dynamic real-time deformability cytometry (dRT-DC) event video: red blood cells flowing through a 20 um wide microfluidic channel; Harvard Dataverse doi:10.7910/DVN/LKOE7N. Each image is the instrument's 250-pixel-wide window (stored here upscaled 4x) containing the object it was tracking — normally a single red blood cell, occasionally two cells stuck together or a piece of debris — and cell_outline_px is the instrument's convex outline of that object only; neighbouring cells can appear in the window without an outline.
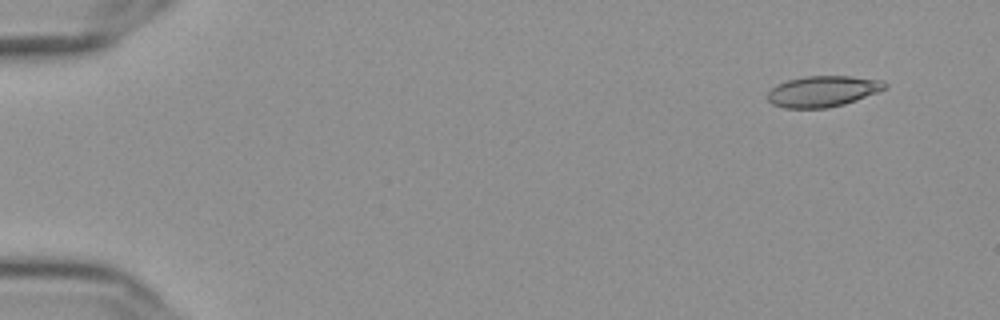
{"species": "Egyptian fruit bat (a non-hibernating species)", "species_latin": "Rousettus aegyptiacus", "temperature_condition": "cold", "stored_images_in_passage": 57, "camera_frame_rate_fps": 3000, "um_per_image_px": 0.085, "frame": {"image": 1, "passage_image": 5, "time_ms": 1.333, "image_size_px": [1000, 320], "cell_outline_px": [[888, 84], [884, 88], [876, 92], [856, 100], [844, 104], [828, 108], [784, 108], [772, 104], [768, 100], [768, 92], [772, 88], [788, 80], [804, 76], [852, 76], [884, 80]], "centroid_in_image_um": [69.94, 7.76], "position_along_channel_um": 15.1, "area_um2": 21.04}}
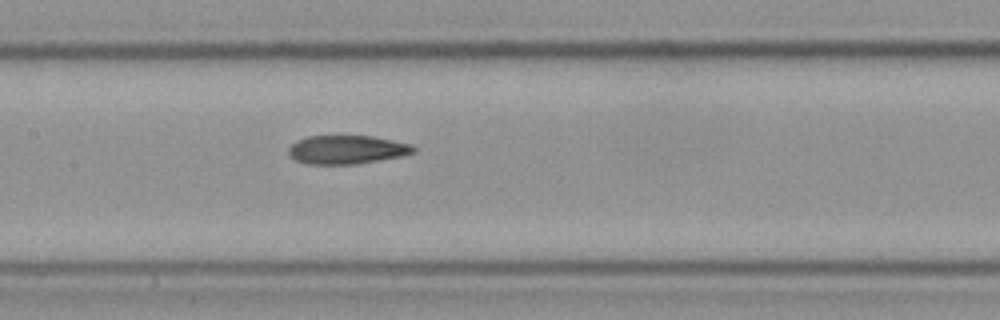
{"frame": {"image": 2, "passage_image": 29, "time_ms": 9.333, "image_size_px": [1000, 320], "cell_outline_px": [[416, 152], [404, 156], [356, 164], [308, 164], [296, 160], [288, 152], [288, 148], [296, 140], [308, 136], [372, 136], [412, 144], [416, 148]], "centroid_in_image_um": [29.52, 12.72], "position_along_channel_um": 177.9, "area_um2": 20.92}}
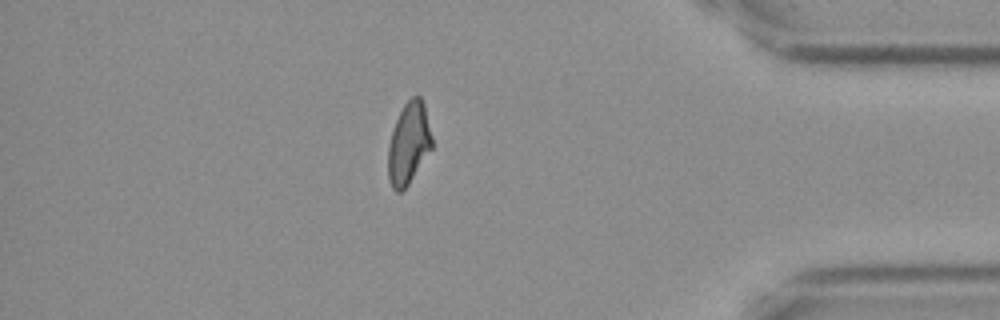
{"frame": {"image": 3, "passage_image": 50, "time_ms": 16.333, "image_size_px": [1000, 320], "cell_outline_px": [[432, 148], [408, 184], [400, 192], [396, 192], [392, 188], [388, 180], [388, 144], [396, 120], [404, 104], [412, 96], [420, 96], [424, 104], [432, 136]], "centroid_in_image_um": [34.73, 12.19], "position_along_channel_um": 400.5, "area_um2": 20.75}, "authors_computed_cell_mechanics": {"area_um2": 21.386, "velocity_mm_per_s": 3.6176, "shape_relaxation_time_tau1_ms": null, "shape_relaxation_time_tau2_ms": 3.5657, "deformation_change_tau1": null, "deformation_change_tau2": 0.103}}